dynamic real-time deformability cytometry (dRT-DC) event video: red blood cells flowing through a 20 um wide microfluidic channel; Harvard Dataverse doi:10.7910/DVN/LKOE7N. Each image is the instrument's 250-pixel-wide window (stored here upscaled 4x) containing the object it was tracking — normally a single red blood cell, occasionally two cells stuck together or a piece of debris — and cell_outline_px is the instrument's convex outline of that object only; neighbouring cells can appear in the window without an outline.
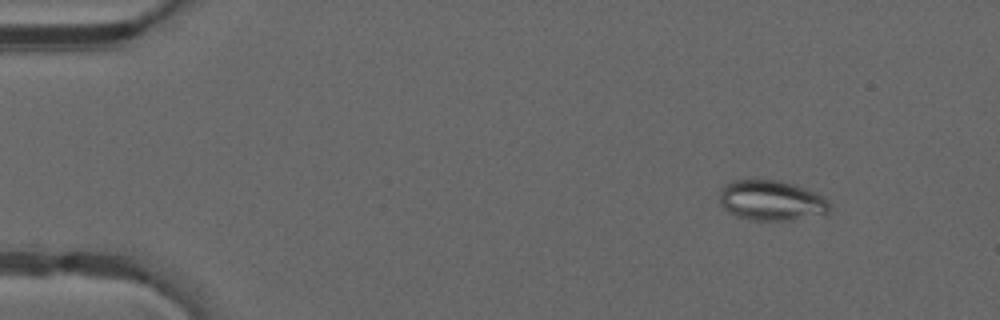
{"species": "common noctule bat (a hibernating species)", "species_latin": "Nyctalus noctula", "temperature_condition": "warm", "stored_images_in_passage": 14, "camera_frame_rate_fps": 3000, "um_per_image_px": 0.085, "animal": {"sex": "male", "forearm_length_mm": 52.5}, "frame": {"image": 1, "passage_image": 6, "time_ms": 1.667, "image_size_px": [1000, 320], "cell_outline_px": [[832, 208], [824, 216], [792, 220], [748, 220], [736, 216], [728, 212], [720, 204], [720, 188], [724, 184], [732, 180], [780, 180], [816, 192], [824, 196]], "centroid_in_image_um": [65.59, 17.06], "position_along_channel_um": 19.4, "area_um2": 26.3}}